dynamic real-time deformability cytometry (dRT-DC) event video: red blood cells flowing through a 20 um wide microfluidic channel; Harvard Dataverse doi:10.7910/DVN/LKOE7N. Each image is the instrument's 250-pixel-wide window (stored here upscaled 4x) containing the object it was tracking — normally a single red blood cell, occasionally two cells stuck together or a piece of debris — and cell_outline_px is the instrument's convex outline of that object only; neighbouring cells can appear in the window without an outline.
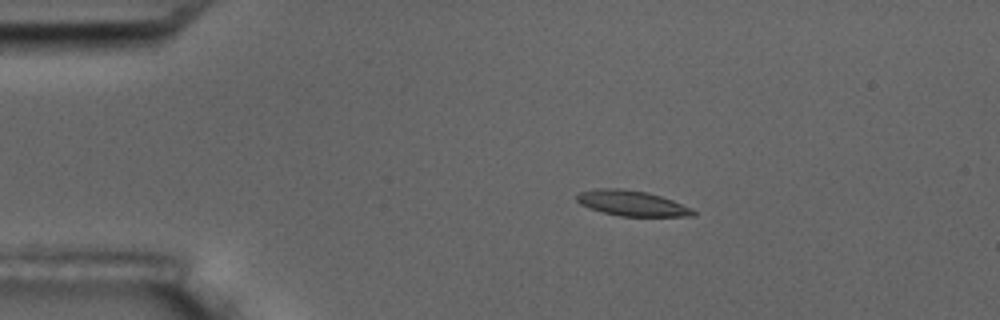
{"species": "common noctule bat (a hibernating species)", "species_latin": "Nyctalus noctula", "temperature_condition": "room temperature", "stored_images_in_passage": 7, "camera_frame_rate_fps": 3000, "um_per_image_px": 0.085, "animal": {"sex": "male", "body_mass_g": 17.5, "forearm_length_mm": 52.3}, "frame": {"image": 1, "passage_image": 3, "time_ms": 2.333, "image_size_px": [1000, 320], "cell_outline_px": [[696, 216], [620, 216], [588, 208], [580, 204], [576, 200], [576, 196], [580, 192], [596, 188], [620, 188], [648, 192], [672, 200], [692, 208], [696, 212]], "centroid_in_image_um": [53.7, 17.27], "position_along_channel_um": 31.3, "area_um2": 17.22}}
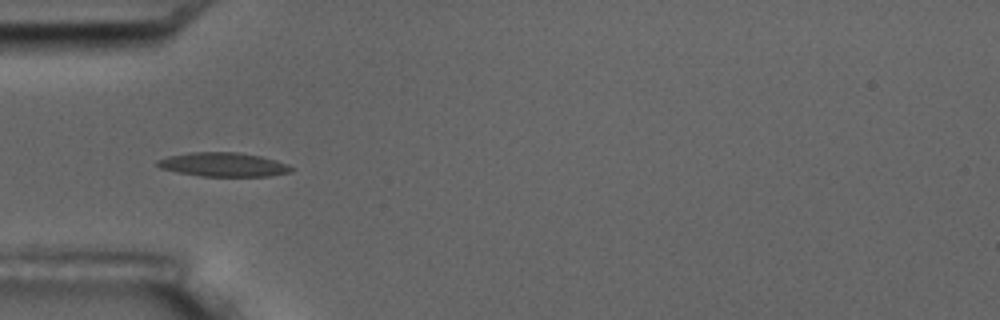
{"frame": {"image": 2, "passage_image": 5, "time_ms": 4.667, "image_size_px": [1000, 320], "cell_outline_px": [[292, 172], [268, 176], [200, 176], [176, 172], [160, 168], [156, 164], [156, 160], [168, 156], [188, 152], [236, 152], [260, 156], [276, 160], [288, 164], [292, 168]], "centroid_in_image_um": [18.95, 13.99], "position_along_channel_um": 66.0, "area_um2": 18.79}}